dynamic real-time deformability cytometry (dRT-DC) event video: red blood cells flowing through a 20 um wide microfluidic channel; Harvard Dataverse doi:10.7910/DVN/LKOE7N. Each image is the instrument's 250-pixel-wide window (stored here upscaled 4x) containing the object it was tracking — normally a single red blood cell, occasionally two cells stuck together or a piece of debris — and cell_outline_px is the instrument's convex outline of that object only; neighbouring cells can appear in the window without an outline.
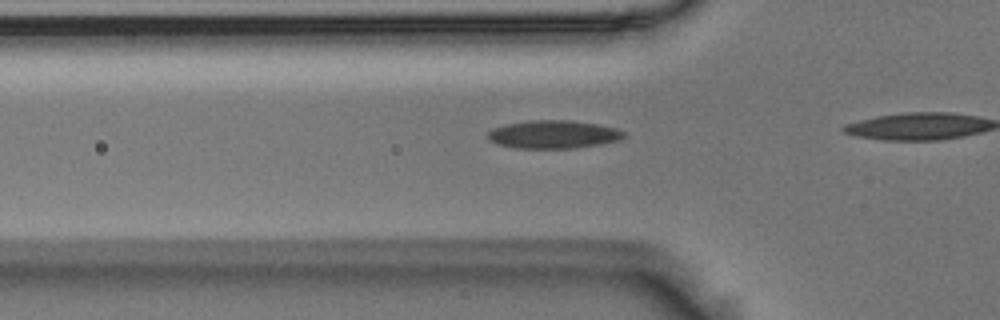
{"species": "Egyptian fruit bat (a non-hibernating species)", "species_latin": "Rousettus aegyptiacus", "temperature_condition": "room temperature", "stored_images_in_passage": 8, "camera_frame_rate_fps": 3000, "um_per_image_px": 0.085, "animal": {"sex": "male"}, "frame": {"image": 1, "passage_image": 2, "time_ms": 0.333, "image_size_px": [1000, 320], "cell_outline_px": [[624, 136], [620, 140], [600, 144], [576, 148], [516, 148], [500, 144], [488, 140], [488, 132], [496, 128], [508, 124], [532, 120], [572, 120], [596, 124], [616, 128], [624, 132]], "centroid_in_image_um": [47.07, 11.43], "position_along_channel_um": 78.7, "area_um2": 22.02}}
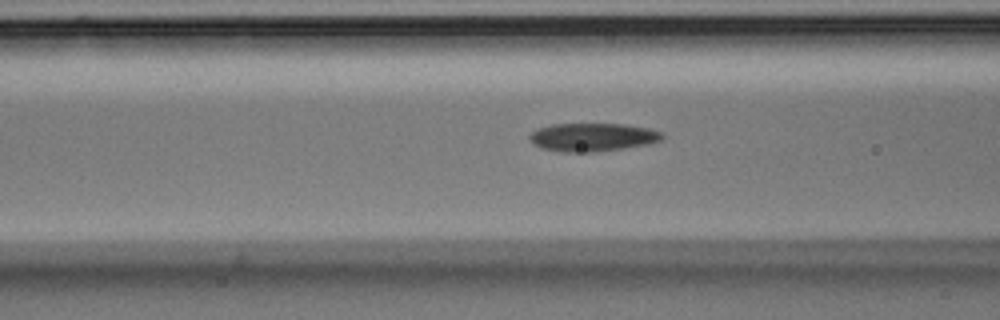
{"frame": {"image": 2, "passage_image": 5, "time_ms": 1.333, "image_size_px": [1000, 320], "cell_outline_px": [[664, 136], [660, 140], [648, 144], [624, 148], [596, 152], [560, 152], [540, 148], [528, 136], [532, 132], [540, 128], [552, 124], [624, 124], [648, 128], [660, 132]], "centroid_in_image_um": [50.37, 11.66], "position_along_channel_um": 116.2, "area_um2": 21.68}}